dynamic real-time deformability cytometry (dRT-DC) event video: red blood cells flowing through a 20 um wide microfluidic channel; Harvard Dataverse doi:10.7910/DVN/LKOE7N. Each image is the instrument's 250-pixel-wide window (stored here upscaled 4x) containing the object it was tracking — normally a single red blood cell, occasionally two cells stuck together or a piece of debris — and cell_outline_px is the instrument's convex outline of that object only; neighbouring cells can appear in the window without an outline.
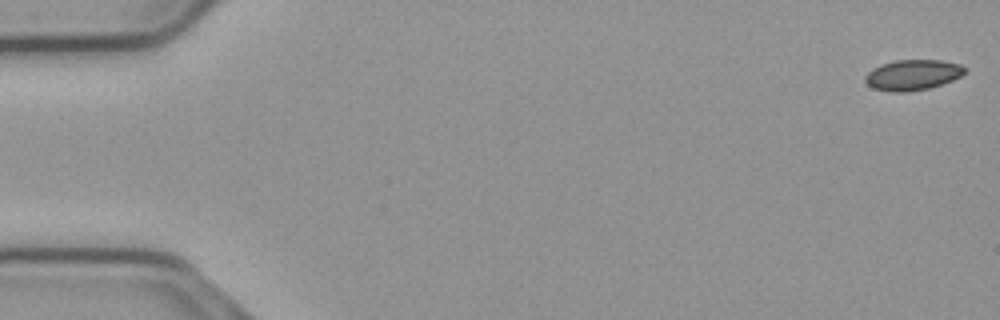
{"species": "common noctule bat (a hibernating species)", "species_latin": "Nyctalus noctula", "temperature_condition": "cold", "stored_images_in_passage": 56, "camera_frame_rate_fps": 3000, "um_per_image_px": 0.085, "animal": {"sex": "male", "body_mass_g": 23.1, "forearm_length_mm": 52.7}, "frame": {"image": 1, "passage_image": 1, "time_ms": 0.0, "image_size_px": [1000, 320], "cell_outline_px": [[964, 72], [960, 76], [952, 80], [928, 88], [908, 92], [888, 92], [872, 88], [864, 80], [864, 76], [872, 68], [880, 64], [896, 60], [940, 60], [960, 64], [964, 68]], "centroid_in_image_um": [77.51, 6.37], "position_along_channel_um": 7.5, "area_um2": 17.69}}
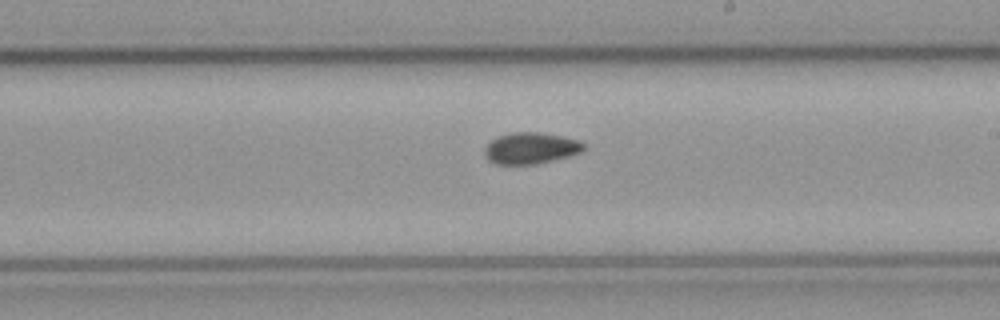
{"frame": {"image": 2, "passage_image": 32, "time_ms": 10.333, "image_size_px": [1000, 320], "cell_outline_px": [[584, 148], [580, 152], [568, 156], [536, 164], [496, 164], [488, 160], [484, 156], [484, 148], [492, 140], [500, 136], [512, 132], [540, 132], [580, 140], [584, 144]], "centroid_in_image_um": [45.09, 12.59], "position_along_channel_um": 243.9, "area_um2": 17.98}}
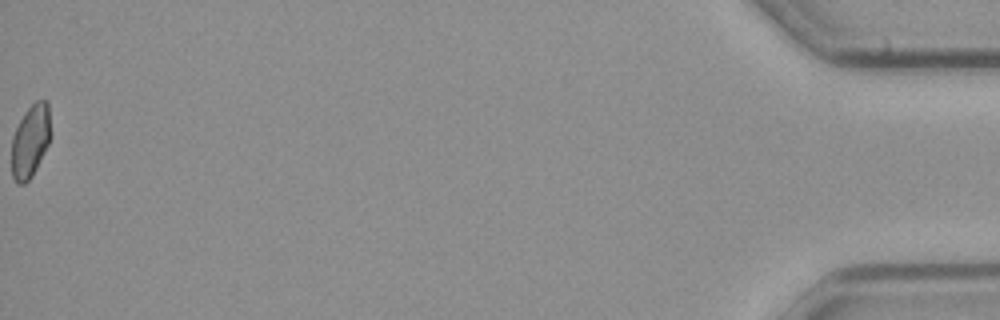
{"frame": {"image": 3, "passage_image": 56, "time_ms": 18.333, "image_size_px": [1000, 320], "cell_outline_px": [[48, 144], [32, 176], [24, 184], [16, 184], [12, 176], [12, 136], [24, 112], [36, 100], [48, 100]], "centroid_in_image_um": [2.54, 12.01], "position_along_channel_um": 432.7, "area_um2": 16.13}, "authors_computed_cell_mechanics": {"area_um2": 17.7446, "velocity_mm_per_s": 3.7125, "shape_relaxation_time_tau1_ms": null, "shape_relaxation_time_tau2_ms": 3.3038, "deformation_change_tau1": null, "deformation_change_tau2": 0.0523}}